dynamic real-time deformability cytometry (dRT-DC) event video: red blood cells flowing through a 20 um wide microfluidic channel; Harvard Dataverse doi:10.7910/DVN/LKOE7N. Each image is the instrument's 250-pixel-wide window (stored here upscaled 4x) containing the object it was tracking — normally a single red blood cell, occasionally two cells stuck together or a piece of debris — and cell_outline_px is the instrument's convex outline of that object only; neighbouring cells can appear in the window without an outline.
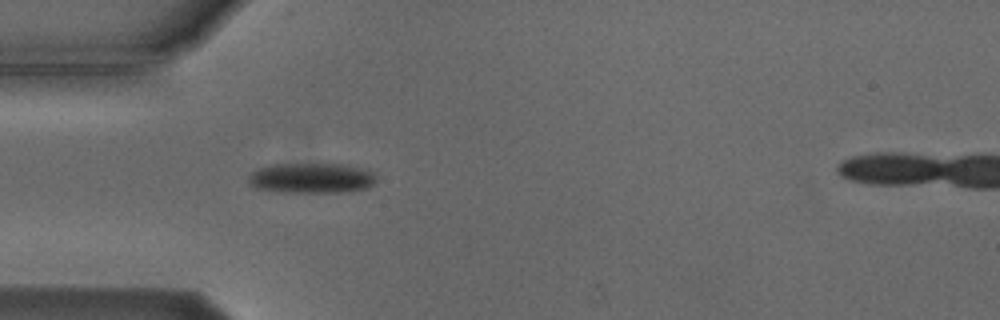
{"species": "Egyptian fruit bat (a non-hibernating species)", "species_latin": "Rousettus aegyptiacus", "temperature_condition": "cold", "stored_images_in_passage": 4, "camera_frame_rate_fps": 3000, "um_per_image_px": 0.085, "animal": {"sex": "male"}, "frame": {"image": 1, "passage_image": 3, "time_ms": 2.333, "image_size_px": [1000, 320], "cell_outline_px": [[376, 176], [372, 184], [368, 188], [340, 192], [276, 192], [256, 188], [248, 184], [248, 176], [252, 172], [260, 168], [272, 164], [348, 164], [372, 172]], "centroid_in_image_um": [26.43, 15.14], "position_along_channel_um": 58.6, "area_um2": 22.54}}